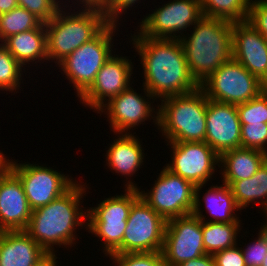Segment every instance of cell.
Returning a JSON list of instances; mask_svg holds the SVG:
<instances>
[{"instance_id": "1", "label": "cell", "mask_w": 267, "mask_h": 266, "mask_svg": "<svg viewBox=\"0 0 267 266\" xmlns=\"http://www.w3.org/2000/svg\"><path fill=\"white\" fill-rule=\"evenodd\" d=\"M131 34V42L141 57L143 86L155 99L187 94L200 87L189 71L179 39H155Z\"/></svg>"}, {"instance_id": "2", "label": "cell", "mask_w": 267, "mask_h": 266, "mask_svg": "<svg viewBox=\"0 0 267 266\" xmlns=\"http://www.w3.org/2000/svg\"><path fill=\"white\" fill-rule=\"evenodd\" d=\"M87 185L77 181L67 192L48 205L32 211L24 230L48 254H54V245L73 247L76 244V228H87V210L80 203L86 195ZM84 224V225H83ZM70 245V246H69Z\"/></svg>"}, {"instance_id": "3", "label": "cell", "mask_w": 267, "mask_h": 266, "mask_svg": "<svg viewBox=\"0 0 267 266\" xmlns=\"http://www.w3.org/2000/svg\"><path fill=\"white\" fill-rule=\"evenodd\" d=\"M232 27L231 21L203 15L191 35L180 37L189 71L199 85L232 58Z\"/></svg>"}, {"instance_id": "4", "label": "cell", "mask_w": 267, "mask_h": 266, "mask_svg": "<svg viewBox=\"0 0 267 266\" xmlns=\"http://www.w3.org/2000/svg\"><path fill=\"white\" fill-rule=\"evenodd\" d=\"M157 108V128L167 142H205L207 97L200 87L162 99Z\"/></svg>"}, {"instance_id": "5", "label": "cell", "mask_w": 267, "mask_h": 266, "mask_svg": "<svg viewBox=\"0 0 267 266\" xmlns=\"http://www.w3.org/2000/svg\"><path fill=\"white\" fill-rule=\"evenodd\" d=\"M62 8L50 21L44 23L48 61L54 60L56 65L93 39L109 23L99 7H82L84 9L73 13Z\"/></svg>"}, {"instance_id": "6", "label": "cell", "mask_w": 267, "mask_h": 266, "mask_svg": "<svg viewBox=\"0 0 267 266\" xmlns=\"http://www.w3.org/2000/svg\"><path fill=\"white\" fill-rule=\"evenodd\" d=\"M125 193L105 198L98 206L87 209L89 233L103 240L105 256L122 254V241L132 205L141 197L132 180H126Z\"/></svg>"}, {"instance_id": "7", "label": "cell", "mask_w": 267, "mask_h": 266, "mask_svg": "<svg viewBox=\"0 0 267 266\" xmlns=\"http://www.w3.org/2000/svg\"><path fill=\"white\" fill-rule=\"evenodd\" d=\"M116 23H108L93 39L77 48L58 63L67 80L81 97L93 84L101 67L112 57Z\"/></svg>"}, {"instance_id": "8", "label": "cell", "mask_w": 267, "mask_h": 266, "mask_svg": "<svg viewBox=\"0 0 267 266\" xmlns=\"http://www.w3.org/2000/svg\"><path fill=\"white\" fill-rule=\"evenodd\" d=\"M200 88L210 100L239 105L257 97L265 90V84L231 58L204 80Z\"/></svg>"}, {"instance_id": "9", "label": "cell", "mask_w": 267, "mask_h": 266, "mask_svg": "<svg viewBox=\"0 0 267 266\" xmlns=\"http://www.w3.org/2000/svg\"><path fill=\"white\" fill-rule=\"evenodd\" d=\"M149 192L140 191L141 198L166 221L192 214L195 187L191 182L172 173L165 166Z\"/></svg>"}, {"instance_id": "10", "label": "cell", "mask_w": 267, "mask_h": 266, "mask_svg": "<svg viewBox=\"0 0 267 266\" xmlns=\"http://www.w3.org/2000/svg\"><path fill=\"white\" fill-rule=\"evenodd\" d=\"M152 12L141 20L138 31L155 39H180L203 16L200 0H170Z\"/></svg>"}, {"instance_id": "11", "label": "cell", "mask_w": 267, "mask_h": 266, "mask_svg": "<svg viewBox=\"0 0 267 266\" xmlns=\"http://www.w3.org/2000/svg\"><path fill=\"white\" fill-rule=\"evenodd\" d=\"M167 221L141 197L132 205L122 241L123 253L161 252Z\"/></svg>"}, {"instance_id": "12", "label": "cell", "mask_w": 267, "mask_h": 266, "mask_svg": "<svg viewBox=\"0 0 267 266\" xmlns=\"http://www.w3.org/2000/svg\"><path fill=\"white\" fill-rule=\"evenodd\" d=\"M11 170L19 177L31 210L48 205L62 196L77 181L53 168L38 164L17 163L12 160Z\"/></svg>"}, {"instance_id": "13", "label": "cell", "mask_w": 267, "mask_h": 266, "mask_svg": "<svg viewBox=\"0 0 267 266\" xmlns=\"http://www.w3.org/2000/svg\"><path fill=\"white\" fill-rule=\"evenodd\" d=\"M161 252L166 266L205 255L201 219L188 214L168 220Z\"/></svg>"}, {"instance_id": "14", "label": "cell", "mask_w": 267, "mask_h": 266, "mask_svg": "<svg viewBox=\"0 0 267 266\" xmlns=\"http://www.w3.org/2000/svg\"><path fill=\"white\" fill-rule=\"evenodd\" d=\"M142 94L136 93L134 88L129 86L123 90L120 94L112 97L107 103H105L97 113L107 114V118L113 132L119 133H131L129 130L138 125L143 124L147 119H153L155 125L158 127V109L155 111L153 104L151 103L155 99L144 87ZM152 104V107H151ZM106 111V112H105ZM155 113V114H153ZM157 114V115H156ZM151 116V118H149ZM129 131V132H128Z\"/></svg>"}, {"instance_id": "15", "label": "cell", "mask_w": 267, "mask_h": 266, "mask_svg": "<svg viewBox=\"0 0 267 266\" xmlns=\"http://www.w3.org/2000/svg\"><path fill=\"white\" fill-rule=\"evenodd\" d=\"M167 145L172 148L168 170L194 186L211 180L216 165L219 166V155L206 142H168Z\"/></svg>"}, {"instance_id": "16", "label": "cell", "mask_w": 267, "mask_h": 266, "mask_svg": "<svg viewBox=\"0 0 267 266\" xmlns=\"http://www.w3.org/2000/svg\"><path fill=\"white\" fill-rule=\"evenodd\" d=\"M113 55L101 67L91 87L80 97V102L82 101L84 106L87 105L86 107L95 109L96 112L112 97L132 84L130 83L133 74L131 59Z\"/></svg>"}, {"instance_id": "17", "label": "cell", "mask_w": 267, "mask_h": 266, "mask_svg": "<svg viewBox=\"0 0 267 266\" xmlns=\"http://www.w3.org/2000/svg\"><path fill=\"white\" fill-rule=\"evenodd\" d=\"M205 142L219 156L241 147V122L237 105L207 98Z\"/></svg>"}, {"instance_id": "18", "label": "cell", "mask_w": 267, "mask_h": 266, "mask_svg": "<svg viewBox=\"0 0 267 266\" xmlns=\"http://www.w3.org/2000/svg\"><path fill=\"white\" fill-rule=\"evenodd\" d=\"M232 58L267 83V39L247 21L233 23Z\"/></svg>"}, {"instance_id": "19", "label": "cell", "mask_w": 267, "mask_h": 266, "mask_svg": "<svg viewBox=\"0 0 267 266\" xmlns=\"http://www.w3.org/2000/svg\"><path fill=\"white\" fill-rule=\"evenodd\" d=\"M31 214L21 180L10 169L0 178V232L25 230Z\"/></svg>"}, {"instance_id": "20", "label": "cell", "mask_w": 267, "mask_h": 266, "mask_svg": "<svg viewBox=\"0 0 267 266\" xmlns=\"http://www.w3.org/2000/svg\"><path fill=\"white\" fill-rule=\"evenodd\" d=\"M47 255L24 230L0 232V266H35Z\"/></svg>"}, {"instance_id": "21", "label": "cell", "mask_w": 267, "mask_h": 266, "mask_svg": "<svg viewBox=\"0 0 267 266\" xmlns=\"http://www.w3.org/2000/svg\"><path fill=\"white\" fill-rule=\"evenodd\" d=\"M203 186L205 187V185L195 187V203L192 214L205 222L240 223L239 217H237L234 212L241 209L235 201L230 186L224 183L220 186H211L206 190V193L203 194L204 196H202V201L204 200L203 202H205L207 212L214 219H207L206 221V216H203V213L200 211L202 209L200 208L202 207L200 206L202 205L200 202V190H202Z\"/></svg>"}, {"instance_id": "22", "label": "cell", "mask_w": 267, "mask_h": 266, "mask_svg": "<svg viewBox=\"0 0 267 266\" xmlns=\"http://www.w3.org/2000/svg\"><path fill=\"white\" fill-rule=\"evenodd\" d=\"M117 137L106 152V165L118 175L133 176L144 162L141 141L132 133H119Z\"/></svg>"}, {"instance_id": "23", "label": "cell", "mask_w": 267, "mask_h": 266, "mask_svg": "<svg viewBox=\"0 0 267 266\" xmlns=\"http://www.w3.org/2000/svg\"><path fill=\"white\" fill-rule=\"evenodd\" d=\"M1 44L24 68L30 62L35 61L34 64H36V62L48 60L47 32L44 23L36 29L14 34Z\"/></svg>"}, {"instance_id": "24", "label": "cell", "mask_w": 267, "mask_h": 266, "mask_svg": "<svg viewBox=\"0 0 267 266\" xmlns=\"http://www.w3.org/2000/svg\"><path fill=\"white\" fill-rule=\"evenodd\" d=\"M263 163L264 154L260 150L239 147L226 151L219 156L221 182L231 186L235 181L250 178Z\"/></svg>"}, {"instance_id": "25", "label": "cell", "mask_w": 267, "mask_h": 266, "mask_svg": "<svg viewBox=\"0 0 267 266\" xmlns=\"http://www.w3.org/2000/svg\"><path fill=\"white\" fill-rule=\"evenodd\" d=\"M238 207L246 209L250 203H257L267 215V165H263L250 178L235 181L230 186ZM256 200V201H255ZM264 206V207H263Z\"/></svg>"}, {"instance_id": "26", "label": "cell", "mask_w": 267, "mask_h": 266, "mask_svg": "<svg viewBox=\"0 0 267 266\" xmlns=\"http://www.w3.org/2000/svg\"><path fill=\"white\" fill-rule=\"evenodd\" d=\"M241 223H219L202 221L203 245L206 254L213 255L219 251L237 245V236Z\"/></svg>"}, {"instance_id": "27", "label": "cell", "mask_w": 267, "mask_h": 266, "mask_svg": "<svg viewBox=\"0 0 267 266\" xmlns=\"http://www.w3.org/2000/svg\"><path fill=\"white\" fill-rule=\"evenodd\" d=\"M203 15L226 21L247 20L251 0H200Z\"/></svg>"}, {"instance_id": "28", "label": "cell", "mask_w": 267, "mask_h": 266, "mask_svg": "<svg viewBox=\"0 0 267 266\" xmlns=\"http://www.w3.org/2000/svg\"><path fill=\"white\" fill-rule=\"evenodd\" d=\"M42 23L33 13L19 6L0 14V42L14 34L36 29Z\"/></svg>"}, {"instance_id": "29", "label": "cell", "mask_w": 267, "mask_h": 266, "mask_svg": "<svg viewBox=\"0 0 267 266\" xmlns=\"http://www.w3.org/2000/svg\"><path fill=\"white\" fill-rule=\"evenodd\" d=\"M24 67L0 43V90L16 92L20 89Z\"/></svg>"}, {"instance_id": "30", "label": "cell", "mask_w": 267, "mask_h": 266, "mask_svg": "<svg viewBox=\"0 0 267 266\" xmlns=\"http://www.w3.org/2000/svg\"><path fill=\"white\" fill-rule=\"evenodd\" d=\"M241 124L267 123V91H262L257 97L237 105Z\"/></svg>"}, {"instance_id": "31", "label": "cell", "mask_w": 267, "mask_h": 266, "mask_svg": "<svg viewBox=\"0 0 267 266\" xmlns=\"http://www.w3.org/2000/svg\"><path fill=\"white\" fill-rule=\"evenodd\" d=\"M110 260L115 266H166L162 252L113 254Z\"/></svg>"}, {"instance_id": "32", "label": "cell", "mask_w": 267, "mask_h": 266, "mask_svg": "<svg viewBox=\"0 0 267 266\" xmlns=\"http://www.w3.org/2000/svg\"><path fill=\"white\" fill-rule=\"evenodd\" d=\"M267 123L241 124V147L265 151L267 149Z\"/></svg>"}, {"instance_id": "33", "label": "cell", "mask_w": 267, "mask_h": 266, "mask_svg": "<svg viewBox=\"0 0 267 266\" xmlns=\"http://www.w3.org/2000/svg\"><path fill=\"white\" fill-rule=\"evenodd\" d=\"M241 247L245 266H261L267 255V225L263 224L258 232V238Z\"/></svg>"}, {"instance_id": "34", "label": "cell", "mask_w": 267, "mask_h": 266, "mask_svg": "<svg viewBox=\"0 0 267 266\" xmlns=\"http://www.w3.org/2000/svg\"><path fill=\"white\" fill-rule=\"evenodd\" d=\"M18 6L33 13L43 23L50 21L62 7L60 0H17Z\"/></svg>"}, {"instance_id": "35", "label": "cell", "mask_w": 267, "mask_h": 266, "mask_svg": "<svg viewBox=\"0 0 267 266\" xmlns=\"http://www.w3.org/2000/svg\"><path fill=\"white\" fill-rule=\"evenodd\" d=\"M246 21L267 39V0H251Z\"/></svg>"}, {"instance_id": "36", "label": "cell", "mask_w": 267, "mask_h": 266, "mask_svg": "<svg viewBox=\"0 0 267 266\" xmlns=\"http://www.w3.org/2000/svg\"><path fill=\"white\" fill-rule=\"evenodd\" d=\"M140 2V0H105L104 4L100 7L101 11L104 13L106 20L109 23H118L121 18L122 13L135 4ZM120 17V18H119Z\"/></svg>"}, {"instance_id": "37", "label": "cell", "mask_w": 267, "mask_h": 266, "mask_svg": "<svg viewBox=\"0 0 267 266\" xmlns=\"http://www.w3.org/2000/svg\"><path fill=\"white\" fill-rule=\"evenodd\" d=\"M237 246L213 254L215 266H245L242 250Z\"/></svg>"}, {"instance_id": "38", "label": "cell", "mask_w": 267, "mask_h": 266, "mask_svg": "<svg viewBox=\"0 0 267 266\" xmlns=\"http://www.w3.org/2000/svg\"><path fill=\"white\" fill-rule=\"evenodd\" d=\"M178 266H215V262L212 255L205 254L201 257L182 262Z\"/></svg>"}, {"instance_id": "39", "label": "cell", "mask_w": 267, "mask_h": 266, "mask_svg": "<svg viewBox=\"0 0 267 266\" xmlns=\"http://www.w3.org/2000/svg\"><path fill=\"white\" fill-rule=\"evenodd\" d=\"M11 163L12 159H7L3 152L0 151V178L11 169Z\"/></svg>"}, {"instance_id": "40", "label": "cell", "mask_w": 267, "mask_h": 266, "mask_svg": "<svg viewBox=\"0 0 267 266\" xmlns=\"http://www.w3.org/2000/svg\"><path fill=\"white\" fill-rule=\"evenodd\" d=\"M18 7L17 0H0V14L10 12Z\"/></svg>"}, {"instance_id": "41", "label": "cell", "mask_w": 267, "mask_h": 266, "mask_svg": "<svg viewBox=\"0 0 267 266\" xmlns=\"http://www.w3.org/2000/svg\"><path fill=\"white\" fill-rule=\"evenodd\" d=\"M56 254H48L42 261L35 266H57Z\"/></svg>"}, {"instance_id": "42", "label": "cell", "mask_w": 267, "mask_h": 266, "mask_svg": "<svg viewBox=\"0 0 267 266\" xmlns=\"http://www.w3.org/2000/svg\"><path fill=\"white\" fill-rule=\"evenodd\" d=\"M77 1V3H79V4H83L81 7H101L103 4H104V2H105V0H76ZM79 1V2H78Z\"/></svg>"}, {"instance_id": "43", "label": "cell", "mask_w": 267, "mask_h": 266, "mask_svg": "<svg viewBox=\"0 0 267 266\" xmlns=\"http://www.w3.org/2000/svg\"><path fill=\"white\" fill-rule=\"evenodd\" d=\"M264 154V163L267 165V149L263 151Z\"/></svg>"}, {"instance_id": "44", "label": "cell", "mask_w": 267, "mask_h": 266, "mask_svg": "<svg viewBox=\"0 0 267 266\" xmlns=\"http://www.w3.org/2000/svg\"><path fill=\"white\" fill-rule=\"evenodd\" d=\"M261 266H267V255Z\"/></svg>"}]
</instances>
